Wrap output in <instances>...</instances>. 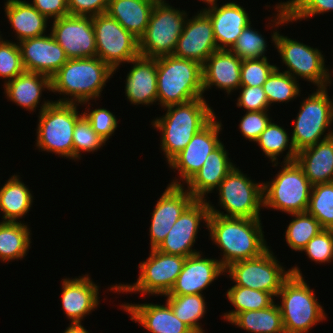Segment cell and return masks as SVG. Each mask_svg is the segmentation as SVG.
I'll use <instances>...</instances> for the list:
<instances>
[{"instance_id": "obj_1", "label": "cell", "mask_w": 333, "mask_h": 333, "mask_svg": "<svg viewBox=\"0 0 333 333\" xmlns=\"http://www.w3.org/2000/svg\"><path fill=\"white\" fill-rule=\"evenodd\" d=\"M260 218H235L209 214L210 239L223 252L219 259L224 269L232 263L260 256L269 246Z\"/></svg>"}, {"instance_id": "obj_2", "label": "cell", "mask_w": 333, "mask_h": 333, "mask_svg": "<svg viewBox=\"0 0 333 333\" xmlns=\"http://www.w3.org/2000/svg\"><path fill=\"white\" fill-rule=\"evenodd\" d=\"M164 110L167 112L151 124L161 132L160 148L168 164L216 115L205 98L167 106Z\"/></svg>"}, {"instance_id": "obj_3", "label": "cell", "mask_w": 333, "mask_h": 333, "mask_svg": "<svg viewBox=\"0 0 333 333\" xmlns=\"http://www.w3.org/2000/svg\"><path fill=\"white\" fill-rule=\"evenodd\" d=\"M112 76L113 70L97 56L68 59L51 77V92L64 95L54 102L80 105L90 100L96 102Z\"/></svg>"}, {"instance_id": "obj_4", "label": "cell", "mask_w": 333, "mask_h": 333, "mask_svg": "<svg viewBox=\"0 0 333 333\" xmlns=\"http://www.w3.org/2000/svg\"><path fill=\"white\" fill-rule=\"evenodd\" d=\"M291 275L284 281L276 297L285 333H308L326 319L327 314L317 301L315 291L304 281L302 271L293 266Z\"/></svg>"}, {"instance_id": "obj_5", "label": "cell", "mask_w": 333, "mask_h": 333, "mask_svg": "<svg viewBox=\"0 0 333 333\" xmlns=\"http://www.w3.org/2000/svg\"><path fill=\"white\" fill-rule=\"evenodd\" d=\"M158 104L162 108L203 96L202 65L174 55L157 58Z\"/></svg>"}, {"instance_id": "obj_6", "label": "cell", "mask_w": 333, "mask_h": 333, "mask_svg": "<svg viewBox=\"0 0 333 333\" xmlns=\"http://www.w3.org/2000/svg\"><path fill=\"white\" fill-rule=\"evenodd\" d=\"M43 101L39 109L36 147L73 160V131L83 115L78 111L79 104Z\"/></svg>"}, {"instance_id": "obj_7", "label": "cell", "mask_w": 333, "mask_h": 333, "mask_svg": "<svg viewBox=\"0 0 333 333\" xmlns=\"http://www.w3.org/2000/svg\"><path fill=\"white\" fill-rule=\"evenodd\" d=\"M281 165L275 178L263 183V207L286 214L306 212L313 185L296 161Z\"/></svg>"}, {"instance_id": "obj_8", "label": "cell", "mask_w": 333, "mask_h": 333, "mask_svg": "<svg viewBox=\"0 0 333 333\" xmlns=\"http://www.w3.org/2000/svg\"><path fill=\"white\" fill-rule=\"evenodd\" d=\"M244 174L238 167L233 169L220 183L218 190L219 206L217 210L208 200L210 214L235 218H260L263 209V182L256 183Z\"/></svg>"}, {"instance_id": "obj_9", "label": "cell", "mask_w": 333, "mask_h": 333, "mask_svg": "<svg viewBox=\"0 0 333 333\" xmlns=\"http://www.w3.org/2000/svg\"><path fill=\"white\" fill-rule=\"evenodd\" d=\"M271 34V43L274 42L282 63L287 66L285 73L296 80L297 77L303 78L317 88H328L331 85L332 75L325 66V57L319 49L284 36L277 29Z\"/></svg>"}, {"instance_id": "obj_10", "label": "cell", "mask_w": 333, "mask_h": 333, "mask_svg": "<svg viewBox=\"0 0 333 333\" xmlns=\"http://www.w3.org/2000/svg\"><path fill=\"white\" fill-rule=\"evenodd\" d=\"M329 97L327 87L317 88L301 102L291 132L297 152L333 136L330 128L333 123V99ZM326 131L328 133L324 134Z\"/></svg>"}, {"instance_id": "obj_11", "label": "cell", "mask_w": 333, "mask_h": 333, "mask_svg": "<svg viewBox=\"0 0 333 333\" xmlns=\"http://www.w3.org/2000/svg\"><path fill=\"white\" fill-rule=\"evenodd\" d=\"M178 9L166 2L155 3L146 31L139 39L140 56L173 55L189 15Z\"/></svg>"}, {"instance_id": "obj_12", "label": "cell", "mask_w": 333, "mask_h": 333, "mask_svg": "<svg viewBox=\"0 0 333 333\" xmlns=\"http://www.w3.org/2000/svg\"><path fill=\"white\" fill-rule=\"evenodd\" d=\"M186 257L166 254L156 249H150L146 261L139 263V277L133 284L111 285L110 291L115 293H140L145 295L168 294L178 278Z\"/></svg>"}, {"instance_id": "obj_13", "label": "cell", "mask_w": 333, "mask_h": 333, "mask_svg": "<svg viewBox=\"0 0 333 333\" xmlns=\"http://www.w3.org/2000/svg\"><path fill=\"white\" fill-rule=\"evenodd\" d=\"M271 248L260 256L232 263L225 269L233 286H242L277 296L284 281L291 275L279 264Z\"/></svg>"}, {"instance_id": "obj_14", "label": "cell", "mask_w": 333, "mask_h": 333, "mask_svg": "<svg viewBox=\"0 0 333 333\" xmlns=\"http://www.w3.org/2000/svg\"><path fill=\"white\" fill-rule=\"evenodd\" d=\"M96 56L107 64L113 74L122 63L138 57L139 40L107 13L93 16Z\"/></svg>"}, {"instance_id": "obj_15", "label": "cell", "mask_w": 333, "mask_h": 333, "mask_svg": "<svg viewBox=\"0 0 333 333\" xmlns=\"http://www.w3.org/2000/svg\"><path fill=\"white\" fill-rule=\"evenodd\" d=\"M216 117L218 116L198 131L187 146L168 163L171 169L178 171L180 177L170 185H185L200 170L207 156L222 143L219 139L222 123Z\"/></svg>"}, {"instance_id": "obj_16", "label": "cell", "mask_w": 333, "mask_h": 333, "mask_svg": "<svg viewBox=\"0 0 333 333\" xmlns=\"http://www.w3.org/2000/svg\"><path fill=\"white\" fill-rule=\"evenodd\" d=\"M209 214L208 201L195 199L183 211L156 250L183 257L200 253L201 251L192 247L198 238L201 222L206 223L207 228Z\"/></svg>"}, {"instance_id": "obj_17", "label": "cell", "mask_w": 333, "mask_h": 333, "mask_svg": "<svg viewBox=\"0 0 333 333\" xmlns=\"http://www.w3.org/2000/svg\"><path fill=\"white\" fill-rule=\"evenodd\" d=\"M51 34L68 59L96 57L93 16L68 15L52 21Z\"/></svg>"}, {"instance_id": "obj_18", "label": "cell", "mask_w": 333, "mask_h": 333, "mask_svg": "<svg viewBox=\"0 0 333 333\" xmlns=\"http://www.w3.org/2000/svg\"><path fill=\"white\" fill-rule=\"evenodd\" d=\"M216 50L218 48L210 18L202 9L190 19L187 16L173 55L195 61L203 66L207 58Z\"/></svg>"}, {"instance_id": "obj_19", "label": "cell", "mask_w": 333, "mask_h": 333, "mask_svg": "<svg viewBox=\"0 0 333 333\" xmlns=\"http://www.w3.org/2000/svg\"><path fill=\"white\" fill-rule=\"evenodd\" d=\"M194 200L184 185L168 184L152 212L149 229L150 249H156L160 245L183 211Z\"/></svg>"}, {"instance_id": "obj_20", "label": "cell", "mask_w": 333, "mask_h": 333, "mask_svg": "<svg viewBox=\"0 0 333 333\" xmlns=\"http://www.w3.org/2000/svg\"><path fill=\"white\" fill-rule=\"evenodd\" d=\"M218 0L204 1L207 7L203 12L210 18L213 25V35L218 49H230L242 33L243 29L251 23L246 9L236 2L217 4Z\"/></svg>"}, {"instance_id": "obj_21", "label": "cell", "mask_w": 333, "mask_h": 333, "mask_svg": "<svg viewBox=\"0 0 333 333\" xmlns=\"http://www.w3.org/2000/svg\"><path fill=\"white\" fill-rule=\"evenodd\" d=\"M18 45L25 71L51 78L68 60L64 49L51 33L25 39Z\"/></svg>"}, {"instance_id": "obj_22", "label": "cell", "mask_w": 333, "mask_h": 333, "mask_svg": "<svg viewBox=\"0 0 333 333\" xmlns=\"http://www.w3.org/2000/svg\"><path fill=\"white\" fill-rule=\"evenodd\" d=\"M202 252L186 257L182 270L166 295L203 294L219 276L226 275L219 259L203 257Z\"/></svg>"}, {"instance_id": "obj_23", "label": "cell", "mask_w": 333, "mask_h": 333, "mask_svg": "<svg viewBox=\"0 0 333 333\" xmlns=\"http://www.w3.org/2000/svg\"><path fill=\"white\" fill-rule=\"evenodd\" d=\"M63 281V282H62ZM61 304L71 323H82L86 315L94 311L100 302L99 285L89 274L62 279Z\"/></svg>"}, {"instance_id": "obj_24", "label": "cell", "mask_w": 333, "mask_h": 333, "mask_svg": "<svg viewBox=\"0 0 333 333\" xmlns=\"http://www.w3.org/2000/svg\"><path fill=\"white\" fill-rule=\"evenodd\" d=\"M126 76L125 95L134 105L150 106L158 102L157 58L138 56Z\"/></svg>"}, {"instance_id": "obj_25", "label": "cell", "mask_w": 333, "mask_h": 333, "mask_svg": "<svg viewBox=\"0 0 333 333\" xmlns=\"http://www.w3.org/2000/svg\"><path fill=\"white\" fill-rule=\"evenodd\" d=\"M121 308L128 312L130 319L150 333H195L187 324L180 321L170 305L143 303H122Z\"/></svg>"}, {"instance_id": "obj_26", "label": "cell", "mask_w": 333, "mask_h": 333, "mask_svg": "<svg viewBox=\"0 0 333 333\" xmlns=\"http://www.w3.org/2000/svg\"><path fill=\"white\" fill-rule=\"evenodd\" d=\"M241 63L237 55L228 49H218L213 52L202 66L203 93L212 86L227 93L238 90L241 86Z\"/></svg>"}, {"instance_id": "obj_27", "label": "cell", "mask_w": 333, "mask_h": 333, "mask_svg": "<svg viewBox=\"0 0 333 333\" xmlns=\"http://www.w3.org/2000/svg\"><path fill=\"white\" fill-rule=\"evenodd\" d=\"M229 152L221 143L204 161L200 170L186 183L187 190L197 200L216 190L227 174L235 167L228 157Z\"/></svg>"}, {"instance_id": "obj_28", "label": "cell", "mask_w": 333, "mask_h": 333, "mask_svg": "<svg viewBox=\"0 0 333 333\" xmlns=\"http://www.w3.org/2000/svg\"><path fill=\"white\" fill-rule=\"evenodd\" d=\"M295 161L312 185L333 182V136L299 150Z\"/></svg>"}, {"instance_id": "obj_29", "label": "cell", "mask_w": 333, "mask_h": 333, "mask_svg": "<svg viewBox=\"0 0 333 333\" xmlns=\"http://www.w3.org/2000/svg\"><path fill=\"white\" fill-rule=\"evenodd\" d=\"M3 86L7 99L29 112H35L39 107L42 91L47 89L51 92L52 89L49 76L29 71H24Z\"/></svg>"}, {"instance_id": "obj_30", "label": "cell", "mask_w": 333, "mask_h": 333, "mask_svg": "<svg viewBox=\"0 0 333 333\" xmlns=\"http://www.w3.org/2000/svg\"><path fill=\"white\" fill-rule=\"evenodd\" d=\"M4 11L18 43L47 32L48 19L25 0H6Z\"/></svg>"}, {"instance_id": "obj_31", "label": "cell", "mask_w": 333, "mask_h": 333, "mask_svg": "<svg viewBox=\"0 0 333 333\" xmlns=\"http://www.w3.org/2000/svg\"><path fill=\"white\" fill-rule=\"evenodd\" d=\"M154 5L152 0H109L106 13L139 40L146 31Z\"/></svg>"}, {"instance_id": "obj_32", "label": "cell", "mask_w": 333, "mask_h": 333, "mask_svg": "<svg viewBox=\"0 0 333 333\" xmlns=\"http://www.w3.org/2000/svg\"><path fill=\"white\" fill-rule=\"evenodd\" d=\"M20 179V175L14 174L0 188V211L4 219L2 221L20 222L19 219L24 218L30 211L33 195Z\"/></svg>"}, {"instance_id": "obj_33", "label": "cell", "mask_w": 333, "mask_h": 333, "mask_svg": "<svg viewBox=\"0 0 333 333\" xmlns=\"http://www.w3.org/2000/svg\"><path fill=\"white\" fill-rule=\"evenodd\" d=\"M31 230L20 222H0V260L9 262L23 259L31 248Z\"/></svg>"}, {"instance_id": "obj_34", "label": "cell", "mask_w": 333, "mask_h": 333, "mask_svg": "<svg viewBox=\"0 0 333 333\" xmlns=\"http://www.w3.org/2000/svg\"><path fill=\"white\" fill-rule=\"evenodd\" d=\"M229 323L250 333H285L281 311L275 302L262 310L237 313Z\"/></svg>"}, {"instance_id": "obj_35", "label": "cell", "mask_w": 333, "mask_h": 333, "mask_svg": "<svg viewBox=\"0 0 333 333\" xmlns=\"http://www.w3.org/2000/svg\"><path fill=\"white\" fill-rule=\"evenodd\" d=\"M279 3L275 6L278 13L274 15L273 20H270L274 22L269 24L270 28L333 12V0H288Z\"/></svg>"}, {"instance_id": "obj_36", "label": "cell", "mask_w": 333, "mask_h": 333, "mask_svg": "<svg viewBox=\"0 0 333 333\" xmlns=\"http://www.w3.org/2000/svg\"><path fill=\"white\" fill-rule=\"evenodd\" d=\"M273 121V122H272ZM290 141V142H289ZM259 148L271 160L272 166H278V158L283 151L288 149L283 162H292L296 159L297 151L294 148L292 138L289 137L284 127L279 126L271 120L267 127L261 132L259 138L255 141Z\"/></svg>"}, {"instance_id": "obj_37", "label": "cell", "mask_w": 333, "mask_h": 333, "mask_svg": "<svg viewBox=\"0 0 333 333\" xmlns=\"http://www.w3.org/2000/svg\"><path fill=\"white\" fill-rule=\"evenodd\" d=\"M176 317L187 324L195 333L205 331L198 321L206 314L205 297L201 294L164 295Z\"/></svg>"}, {"instance_id": "obj_38", "label": "cell", "mask_w": 333, "mask_h": 333, "mask_svg": "<svg viewBox=\"0 0 333 333\" xmlns=\"http://www.w3.org/2000/svg\"><path fill=\"white\" fill-rule=\"evenodd\" d=\"M226 297L235 309L224 313L223 319L229 322L237 313L250 310H262L271 306L275 298L271 293L242 286H232Z\"/></svg>"}, {"instance_id": "obj_39", "label": "cell", "mask_w": 333, "mask_h": 333, "mask_svg": "<svg viewBox=\"0 0 333 333\" xmlns=\"http://www.w3.org/2000/svg\"><path fill=\"white\" fill-rule=\"evenodd\" d=\"M292 215L285 231V240L292 251L302 252L307 243L317 235L323 228L319 221L307 211Z\"/></svg>"}, {"instance_id": "obj_40", "label": "cell", "mask_w": 333, "mask_h": 333, "mask_svg": "<svg viewBox=\"0 0 333 333\" xmlns=\"http://www.w3.org/2000/svg\"><path fill=\"white\" fill-rule=\"evenodd\" d=\"M263 88L269 105L276 102L288 103L300 96L301 92L298 80L284 71L281 72L279 67L272 71Z\"/></svg>"}, {"instance_id": "obj_41", "label": "cell", "mask_w": 333, "mask_h": 333, "mask_svg": "<svg viewBox=\"0 0 333 333\" xmlns=\"http://www.w3.org/2000/svg\"><path fill=\"white\" fill-rule=\"evenodd\" d=\"M307 212L323 229L333 228V182L312 186Z\"/></svg>"}, {"instance_id": "obj_42", "label": "cell", "mask_w": 333, "mask_h": 333, "mask_svg": "<svg viewBox=\"0 0 333 333\" xmlns=\"http://www.w3.org/2000/svg\"><path fill=\"white\" fill-rule=\"evenodd\" d=\"M267 41L251 23L246 26L236 42L229 49L242 60L265 58Z\"/></svg>"}, {"instance_id": "obj_43", "label": "cell", "mask_w": 333, "mask_h": 333, "mask_svg": "<svg viewBox=\"0 0 333 333\" xmlns=\"http://www.w3.org/2000/svg\"><path fill=\"white\" fill-rule=\"evenodd\" d=\"M106 144L83 114L76 122L73 131V160L81 158V152H96Z\"/></svg>"}, {"instance_id": "obj_44", "label": "cell", "mask_w": 333, "mask_h": 333, "mask_svg": "<svg viewBox=\"0 0 333 333\" xmlns=\"http://www.w3.org/2000/svg\"><path fill=\"white\" fill-rule=\"evenodd\" d=\"M267 57L259 59L242 60L241 63V86H263L272 71L277 67L270 64Z\"/></svg>"}, {"instance_id": "obj_45", "label": "cell", "mask_w": 333, "mask_h": 333, "mask_svg": "<svg viewBox=\"0 0 333 333\" xmlns=\"http://www.w3.org/2000/svg\"><path fill=\"white\" fill-rule=\"evenodd\" d=\"M16 43L8 40L0 45V78L5 79L4 83L25 71L21 51L18 42Z\"/></svg>"}, {"instance_id": "obj_46", "label": "cell", "mask_w": 333, "mask_h": 333, "mask_svg": "<svg viewBox=\"0 0 333 333\" xmlns=\"http://www.w3.org/2000/svg\"><path fill=\"white\" fill-rule=\"evenodd\" d=\"M315 263H330L333 260V232L323 229L302 250Z\"/></svg>"}, {"instance_id": "obj_47", "label": "cell", "mask_w": 333, "mask_h": 333, "mask_svg": "<svg viewBox=\"0 0 333 333\" xmlns=\"http://www.w3.org/2000/svg\"><path fill=\"white\" fill-rule=\"evenodd\" d=\"M88 103V104H87ZM87 105V110L83 112L85 117L91 123L92 129L105 141H108L118 126V121L113 112L106 108H96L90 110V102H84L81 105Z\"/></svg>"}, {"instance_id": "obj_48", "label": "cell", "mask_w": 333, "mask_h": 333, "mask_svg": "<svg viewBox=\"0 0 333 333\" xmlns=\"http://www.w3.org/2000/svg\"><path fill=\"white\" fill-rule=\"evenodd\" d=\"M267 111H247L239 124L242 136L250 142H255L272 118Z\"/></svg>"}, {"instance_id": "obj_49", "label": "cell", "mask_w": 333, "mask_h": 333, "mask_svg": "<svg viewBox=\"0 0 333 333\" xmlns=\"http://www.w3.org/2000/svg\"><path fill=\"white\" fill-rule=\"evenodd\" d=\"M238 89L241 92L237 98V107H243L246 111H269L270 105L263 86H240Z\"/></svg>"}, {"instance_id": "obj_50", "label": "cell", "mask_w": 333, "mask_h": 333, "mask_svg": "<svg viewBox=\"0 0 333 333\" xmlns=\"http://www.w3.org/2000/svg\"><path fill=\"white\" fill-rule=\"evenodd\" d=\"M109 0H68L69 15L96 16L107 12Z\"/></svg>"}, {"instance_id": "obj_51", "label": "cell", "mask_w": 333, "mask_h": 333, "mask_svg": "<svg viewBox=\"0 0 333 333\" xmlns=\"http://www.w3.org/2000/svg\"><path fill=\"white\" fill-rule=\"evenodd\" d=\"M47 19L56 20L69 15L68 0H32L31 3Z\"/></svg>"}, {"instance_id": "obj_52", "label": "cell", "mask_w": 333, "mask_h": 333, "mask_svg": "<svg viewBox=\"0 0 333 333\" xmlns=\"http://www.w3.org/2000/svg\"><path fill=\"white\" fill-rule=\"evenodd\" d=\"M63 333H89L82 323H71Z\"/></svg>"}, {"instance_id": "obj_53", "label": "cell", "mask_w": 333, "mask_h": 333, "mask_svg": "<svg viewBox=\"0 0 333 333\" xmlns=\"http://www.w3.org/2000/svg\"><path fill=\"white\" fill-rule=\"evenodd\" d=\"M0 34H1V32H0ZM6 41H8V40H3V38H2V34L0 35V45H2V44H4Z\"/></svg>"}, {"instance_id": "obj_54", "label": "cell", "mask_w": 333, "mask_h": 333, "mask_svg": "<svg viewBox=\"0 0 333 333\" xmlns=\"http://www.w3.org/2000/svg\"><path fill=\"white\" fill-rule=\"evenodd\" d=\"M152 1H154L155 3L167 2L166 0H152Z\"/></svg>"}]
</instances>
